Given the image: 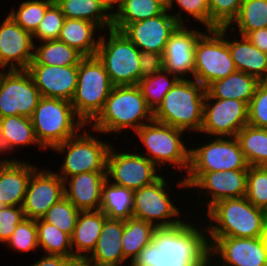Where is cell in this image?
<instances>
[{"instance_id":"6da1fadb","label":"cell","mask_w":267,"mask_h":266,"mask_svg":"<svg viewBox=\"0 0 267 266\" xmlns=\"http://www.w3.org/2000/svg\"><path fill=\"white\" fill-rule=\"evenodd\" d=\"M191 217L193 222L183 220L176 225L155 228L151 240L157 246V260L154 266L210 264V243L205 223L201 215L200 222H196L199 218L196 215Z\"/></svg>"},{"instance_id":"7a4b0ae2","label":"cell","mask_w":267,"mask_h":266,"mask_svg":"<svg viewBox=\"0 0 267 266\" xmlns=\"http://www.w3.org/2000/svg\"><path fill=\"white\" fill-rule=\"evenodd\" d=\"M153 120L138 85L113 86L103 109L87 125L98 134H118L130 128L134 133ZM91 126V127H90Z\"/></svg>"},{"instance_id":"3957f363","label":"cell","mask_w":267,"mask_h":266,"mask_svg":"<svg viewBox=\"0 0 267 266\" xmlns=\"http://www.w3.org/2000/svg\"><path fill=\"white\" fill-rule=\"evenodd\" d=\"M200 214L205 218L202 220L207 224L208 237L257 238L267 220V212L254 206L245 196L218 201L206 214Z\"/></svg>"},{"instance_id":"277c9868","label":"cell","mask_w":267,"mask_h":266,"mask_svg":"<svg viewBox=\"0 0 267 266\" xmlns=\"http://www.w3.org/2000/svg\"><path fill=\"white\" fill-rule=\"evenodd\" d=\"M205 87L191 78L179 79L153 112V119L192 134L200 133Z\"/></svg>"},{"instance_id":"5b68a950","label":"cell","mask_w":267,"mask_h":266,"mask_svg":"<svg viewBox=\"0 0 267 266\" xmlns=\"http://www.w3.org/2000/svg\"><path fill=\"white\" fill-rule=\"evenodd\" d=\"M186 132L152 120L139 128L134 134L137 135L144 153H140L153 162L161 171L164 166L170 165L182 173L187 174L190 163V146L186 145L184 135Z\"/></svg>"},{"instance_id":"8992f818","label":"cell","mask_w":267,"mask_h":266,"mask_svg":"<svg viewBox=\"0 0 267 266\" xmlns=\"http://www.w3.org/2000/svg\"><path fill=\"white\" fill-rule=\"evenodd\" d=\"M30 119L35 136L45 150H52L87 126L71 102L59 98L41 97Z\"/></svg>"},{"instance_id":"52a82bcc","label":"cell","mask_w":267,"mask_h":266,"mask_svg":"<svg viewBox=\"0 0 267 266\" xmlns=\"http://www.w3.org/2000/svg\"><path fill=\"white\" fill-rule=\"evenodd\" d=\"M85 131L52 149L61 153V157L64 155L59 171H55L63 180L83 172H106L107 155L113 143L101 141L92 132Z\"/></svg>"},{"instance_id":"ba28073f","label":"cell","mask_w":267,"mask_h":266,"mask_svg":"<svg viewBox=\"0 0 267 266\" xmlns=\"http://www.w3.org/2000/svg\"><path fill=\"white\" fill-rule=\"evenodd\" d=\"M108 33V38L105 33L101 35L95 56L103 64L111 84L138 85L141 51L121 31L111 28Z\"/></svg>"},{"instance_id":"9c48e42d","label":"cell","mask_w":267,"mask_h":266,"mask_svg":"<svg viewBox=\"0 0 267 266\" xmlns=\"http://www.w3.org/2000/svg\"><path fill=\"white\" fill-rule=\"evenodd\" d=\"M112 87L108 73L96 56L84 57L80 61L76 91L71 104L86 125L103 109Z\"/></svg>"},{"instance_id":"30bf717a","label":"cell","mask_w":267,"mask_h":266,"mask_svg":"<svg viewBox=\"0 0 267 266\" xmlns=\"http://www.w3.org/2000/svg\"><path fill=\"white\" fill-rule=\"evenodd\" d=\"M236 71L226 41V27L206 29L195 44L193 79L206 87Z\"/></svg>"},{"instance_id":"8fae6325","label":"cell","mask_w":267,"mask_h":266,"mask_svg":"<svg viewBox=\"0 0 267 266\" xmlns=\"http://www.w3.org/2000/svg\"><path fill=\"white\" fill-rule=\"evenodd\" d=\"M247 173L248 169L187 173L177 180V186L175 187H178L180 190L190 189L192 192L197 189L195 191L198 194L200 193L201 198L202 193H204L206 198H204L205 201L203 198L201 199V205L206 207L207 211L218 201L244 197L247 191Z\"/></svg>"},{"instance_id":"7c38bea8","label":"cell","mask_w":267,"mask_h":266,"mask_svg":"<svg viewBox=\"0 0 267 266\" xmlns=\"http://www.w3.org/2000/svg\"><path fill=\"white\" fill-rule=\"evenodd\" d=\"M163 175L150 185L134 190L133 217L147 221L155 227L176 225L184 220L179 206L171 198L168 176ZM167 179V180H166Z\"/></svg>"},{"instance_id":"4fadbf2b","label":"cell","mask_w":267,"mask_h":266,"mask_svg":"<svg viewBox=\"0 0 267 266\" xmlns=\"http://www.w3.org/2000/svg\"><path fill=\"white\" fill-rule=\"evenodd\" d=\"M199 146L190 148V163L187 173L248 169L249 164L236 136L210 137Z\"/></svg>"},{"instance_id":"5bb4252c","label":"cell","mask_w":267,"mask_h":266,"mask_svg":"<svg viewBox=\"0 0 267 266\" xmlns=\"http://www.w3.org/2000/svg\"><path fill=\"white\" fill-rule=\"evenodd\" d=\"M111 146L107 155L106 179L132 190L150 185L159 179V168L147 157L134 151H118ZM113 181H112V180Z\"/></svg>"},{"instance_id":"9a60e30c","label":"cell","mask_w":267,"mask_h":266,"mask_svg":"<svg viewBox=\"0 0 267 266\" xmlns=\"http://www.w3.org/2000/svg\"><path fill=\"white\" fill-rule=\"evenodd\" d=\"M41 98L27 69L5 70L0 79V118L31 117Z\"/></svg>"},{"instance_id":"2e32d148","label":"cell","mask_w":267,"mask_h":266,"mask_svg":"<svg viewBox=\"0 0 267 266\" xmlns=\"http://www.w3.org/2000/svg\"><path fill=\"white\" fill-rule=\"evenodd\" d=\"M248 125V105L235 99L212 98L207 93L203 105L200 136L234 137Z\"/></svg>"},{"instance_id":"e0dca14e","label":"cell","mask_w":267,"mask_h":266,"mask_svg":"<svg viewBox=\"0 0 267 266\" xmlns=\"http://www.w3.org/2000/svg\"><path fill=\"white\" fill-rule=\"evenodd\" d=\"M212 266H267V252L259 237H208Z\"/></svg>"},{"instance_id":"ac0fdd59","label":"cell","mask_w":267,"mask_h":266,"mask_svg":"<svg viewBox=\"0 0 267 266\" xmlns=\"http://www.w3.org/2000/svg\"><path fill=\"white\" fill-rule=\"evenodd\" d=\"M64 193V180L53 170L37 168L31 175L23 211L27 219H40L47 210L59 202Z\"/></svg>"},{"instance_id":"d6986e66","label":"cell","mask_w":267,"mask_h":266,"mask_svg":"<svg viewBox=\"0 0 267 266\" xmlns=\"http://www.w3.org/2000/svg\"><path fill=\"white\" fill-rule=\"evenodd\" d=\"M180 24L169 11L125 25L120 31L140 50L164 54L171 34Z\"/></svg>"},{"instance_id":"ffe728a7","label":"cell","mask_w":267,"mask_h":266,"mask_svg":"<svg viewBox=\"0 0 267 266\" xmlns=\"http://www.w3.org/2000/svg\"><path fill=\"white\" fill-rule=\"evenodd\" d=\"M34 57L32 34L22 29L8 14L0 24V67L28 69Z\"/></svg>"},{"instance_id":"44dd1931","label":"cell","mask_w":267,"mask_h":266,"mask_svg":"<svg viewBox=\"0 0 267 266\" xmlns=\"http://www.w3.org/2000/svg\"><path fill=\"white\" fill-rule=\"evenodd\" d=\"M27 70L31 74L41 97L59 98L71 102L77 86L78 65L30 64Z\"/></svg>"},{"instance_id":"7402d4cb","label":"cell","mask_w":267,"mask_h":266,"mask_svg":"<svg viewBox=\"0 0 267 266\" xmlns=\"http://www.w3.org/2000/svg\"><path fill=\"white\" fill-rule=\"evenodd\" d=\"M205 31L179 25L171 34L164 51L165 69L180 79L189 78L194 71L195 44Z\"/></svg>"},{"instance_id":"603a6c76","label":"cell","mask_w":267,"mask_h":266,"mask_svg":"<svg viewBox=\"0 0 267 266\" xmlns=\"http://www.w3.org/2000/svg\"><path fill=\"white\" fill-rule=\"evenodd\" d=\"M106 172H83L64 180L65 197L79 211L100 210L101 189Z\"/></svg>"},{"instance_id":"cb8c5ba5","label":"cell","mask_w":267,"mask_h":266,"mask_svg":"<svg viewBox=\"0 0 267 266\" xmlns=\"http://www.w3.org/2000/svg\"><path fill=\"white\" fill-rule=\"evenodd\" d=\"M36 169L37 164L26 160L0 164V201L5 206H23L29 179Z\"/></svg>"},{"instance_id":"d4e9b609","label":"cell","mask_w":267,"mask_h":266,"mask_svg":"<svg viewBox=\"0 0 267 266\" xmlns=\"http://www.w3.org/2000/svg\"><path fill=\"white\" fill-rule=\"evenodd\" d=\"M228 32L226 27V41L237 71L254 76L260 82H267V54L256 48L246 37L234 33V39Z\"/></svg>"},{"instance_id":"484cf974","label":"cell","mask_w":267,"mask_h":266,"mask_svg":"<svg viewBox=\"0 0 267 266\" xmlns=\"http://www.w3.org/2000/svg\"><path fill=\"white\" fill-rule=\"evenodd\" d=\"M124 220L107 218L97 240L95 249L89 255L96 266L127 263L123 256L122 237Z\"/></svg>"},{"instance_id":"4316f807","label":"cell","mask_w":267,"mask_h":266,"mask_svg":"<svg viewBox=\"0 0 267 266\" xmlns=\"http://www.w3.org/2000/svg\"><path fill=\"white\" fill-rule=\"evenodd\" d=\"M100 31L102 29L91 21L65 18L58 40L75 48L84 57H93L101 37H96L95 33Z\"/></svg>"},{"instance_id":"83f0119b","label":"cell","mask_w":267,"mask_h":266,"mask_svg":"<svg viewBox=\"0 0 267 266\" xmlns=\"http://www.w3.org/2000/svg\"><path fill=\"white\" fill-rule=\"evenodd\" d=\"M106 219L100 210L80 211L71 236L73 256H89L93 252Z\"/></svg>"},{"instance_id":"f1b7e54d","label":"cell","mask_w":267,"mask_h":266,"mask_svg":"<svg viewBox=\"0 0 267 266\" xmlns=\"http://www.w3.org/2000/svg\"><path fill=\"white\" fill-rule=\"evenodd\" d=\"M260 83L256 77L236 71L226 78L211 82L205 89L212 98L235 99L248 105Z\"/></svg>"},{"instance_id":"f546056e","label":"cell","mask_w":267,"mask_h":266,"mask_svg":"<svg viewBox=\"0 0 267 266\" xmlns=\"http://www.w3.org/2000/svg\"><path fill=\"white\" fill-rule=\"evenodd\" d=\"M133 194L134 190L106 179L101 189L100 211L109 219L125 221L133 217Z\"/></svg>"},{"instance_id":"4dcf8cb0","label":"cell","mask_w":267,"mask_h":266,"mask_svg":"<svg viewBox=\"0 0 267 266\" xmlns=\"http://www.w3.org/2000/svg\"><path fill=\"white\" fill-rule=\"evenodd\" d=\"M65 18L91 21L102 30L112 28V14L99 0H54Z\"/></svg>"},{"instance_id":"1f68e13d","label":"cell","mask_w":267,"mask_h":266,"mask_svg":"<svg viewBox=\"0 0 267 266\" xmlns=\"http://www.w3.org/2000/svg\"><path fill=\"white\" fill-rule=\"evenodd\" d=\"M38 44H34V57L30 64L73 66L79 65L84 58L75 48L58 39L41 41Z\"/></svg>"},{"instance_id":"d6a6232c","label":"cell","mask_w":267,"mask_h":266,"mask_svg":"<svg viewBox=\"0 0 267 266\" xmlns=\"http://www.w3.org/2000/svg\"><path fill=\"white\" fill-rule=\"evenodd\" d=\"M155 226L131 217L124 221L122 250L124 258L133 262L140 251L151 242Z\"/></svg>"},{"instance_id":"836d02e7","label":"cell","mask_w":267,"mask_h":266,"mask_svg":"<svg viewBox=\"0 0 267 266\" xmlns=\"http://www.w3.org/2000/svg\"><path fill=\"white\" fill-rule=\"evenodd\" d=\"M164 11L154 0H122L112 15V28L120 31L127 24L156 17Z\"/></svg>"},{"instance_id":"e575fe53","label":"cell","mask_w":267,"mask_h":266,"mask_svg":"<svg viewBox=\"0 0 267 266\" xmlns=\"http://www.w3.org/2000/svg\"><path fill=\"white\" fill-rule=\"evenodd\" d=\"M236 138L249 166H267V129L246 125Z\"/></svg>"},{"instance_id":"d590c367","label":"cell","mask_w":267,"mask_h":266,"mask_svg":"<svg viewBox=\"0 0 267 266\" xmlns=\"http://www.w3.org/2000/svg\"><path fill=\"white\" fill-rule=\"evenodd\" d=\"M0 129L14 151L29 145L45 150L35 136L34 128L29 117L15 115L0 118Z\"/></svg>"},{"instance_id":"8d00e7d4","label":"cell","mask_w":267,"mask_h":266,"mask_svg":"<svg viewBox=\"0 0 267 266\" xmlns=\"http://www.w3.org/2000/svg\"><path fill=\"white\" fill-rule=\"evenodd\" d=\"M231 27V28H230ZM237 35L246 36L249 32L267 27V0H243L237 17L228 26Z\"/></svg>"},{"instance_id":"74e56055","label":"cell","mask_w":267,"mask_h":266,"mask_svg":"<svg viewBox=\"0 0 267 266\" xmlns=\"http://www.w3.org/2000/svg\"><path fill=\"white\" fill-rule=\"evenodd\" d=\"M36 227L39 250H44L46 255L73 256L71 237L68 234L42 218L36 219Z\"/></svg>"},{"instance_id":"f35d334b","label":"cell","mask_w":267,"mask_h":266,"mask_svg":"<svg viewBox=\"0 0 267 266\" xmlns=\"http://www.w3.org/2000/svg\"><path fill=\"white\" fill-rule=\"evenodd\" d=\"M180 78L171 74L166 69L152 76L142 78L138 86L146 100L148 107L154 112L162 103L166 93L176 84Z\"/></svg>"},{"instance_id":"ab89813d","label":"cell","mask_w":267,"mask_h":266,"mask_svg":"<svg viewBox=\"0 0 267 266\" xmlns=\"http://www.w3.org/2000/svg\"><path fill=\"white\" fill-rule=\"evenodd\" d=\"M54 0H26L8 14L22 29L33 34ZM16 9V10H15Z\"/></svg>"},{"instance_id":"60d3db41","label":"cell","mask_w":267,"mask_h":266,"mask_svg":"<svg viewBox=\"0 0 267 266\" xmlns=\"http://www.w3.org/2000/svg\"><path fill=\"white\" fill-rule=\"evenodd\" d=\"M80 211L66 198L52 205L42 219L70 237L73 234Z\"/></svg>"},{"instance_id":"b9f144b4","label":"cell","mask_w":267,"mask_h":266,"mask_svg":"<svg viewBox=\"0 0 267 266\" xmlns=\"http://www.w3.org/2000/svg\"><path fill=\"white\" fill-rule=\"evenodd\" d=\"M245 198L267 212V166H249Z\"/></svg>"},{"instance_id":"7bdbcfd3","label":"cell","mask_w":267,"mask_h":266,"mask_svg":"<svg viewBox=\"0 0 267 266\" xmlns=\"http://www.w3.org/2000/svg\"><path fill=\"white\" fill-rule=\"evenodd\" d=\"M175 5L179 9L172 15L180 25L188 24L183 20V13L186 12L189 17L199 21L198 24L203 25L205 29H210L209 0H171L169 12L174 10Z\"/></svg>"},{"instance_id":"ee69618b","label":"cell","mask_w":267,"mask_h":266,"mask_svg":"<svg viewBox=\"0 0 267 266\" xmlns=\"http://www.w3.org/2000/svg\"><path fill=\"white\" fill-rule=\"evenodd\" d=\"M65 17L60 7L54 1L46 10L36 31L32 34L34 44L36 42L58 39ZM36 39V40H35Z\"/></svg>"},{"instance_id":"f6af8a7d","label":"cell","mask_w":267,"mask_h":266,"mask_svg":"<svg viewBox=\"0 0 267 266\" xmlns=\"http://www.w3.org/2000/svg\"><path fill=\"white\" fill-rule=\"evenodd\" d=\"M5 244L9 246L7 248L21 253L39 249L36 220L25 218Z\"/></svg>"},{"instance_id":"bcb514c9","label":"cell","mask_w":267,"mask_h":266,"mask_svg":"<svg viewBox=\"0 0 267 266\" xmlns=\"http://www.w3.org/2000/svg\"><path fill=\"white\" fill-rule=\"evenodd\" d=\"M243 0H209L210 29L228 27L237 17Z\"/></svg>"},{"instance_id":"7dc6e473","label":"cell","mask_w":267,"mask_h":266,"mask_svg":"<svg viewBox=\"0 0 267 266\" xmlns=\"http://www.w3.org/2000/svg\"><path fill=\"white\" fill-rule=\"evenodd\" d=\"M248 125L267 129V82H261L248 104Z\"/></svg>"},{"instance_id":"c3c4849f","label":"cell","mask_w":267,"mask_h":266,"mask_svg":"<svg viewBox=\"0 0 267 266\" xmlns=\"http://www.w3.org/2000/svg\"><path fill=\"white\" fill-rule=\"evenodd\" d=\"M25 218L22 206H4L0 210V243L5 245L17 225Z\"/></svg>"},{"instance_id":"681fc988","label":"cell","mask_w":267,"mask_h":266,"mask_svg":"<svg viewBox=\"0 0 267 266\" xmlns=\"http://www.w3.org/2000/svg\"><path fill=\"white\" fill-rule=\"evenodd\" d=\"M140 77L152 76L165 69L164 54L151 51H141L139 58Z\"/></svg>"},{"instance_id":"f907efd6","label":"cell","mask_w":267,"mask_h":266,"mask_svg":"<svg viewBox=\"0 0 267 266\" xmlns=\"http://www.w3.org/2000/svg\"><path fill=\"white\" fill-rule=\"evenodd\" d=\"M157 260V246L151 241L132 262L134 266H154Z\"/></svg>"},{"instance_id":"816d5d0a","label":"cell","mask_w":267,"mask_h":266,"mask_svg":"<svg viewBox=\"0 0 267 266\" xmlns=\"http://www.w3.org/2000/svg\"><path fill=\"white\" fill-rule=\"evenodd\" d=\"M245 37L256 48L267 54V27L249 32Z\"/></svg>"},{"instance_id":"f5cc1de1","label":"cell","mask_w":267,"mask_h":266,"mask_svg":"<svg viewBox=\"0 0 267 266\" xmlns=\"http://www.w3.org/2000/svg\"><path fill=\"white\" fill-rule=\"evenodd\" d=\"M68 257L61 255H44L30 266H65Z\"/></svg>"},{"instance_id":"db71d44e","label":"cell","mask_w":267,"mask_h":266,"mask_svg":"<svg viewBox=\"0 0 267 266\" xmlns=\"http://www.w3.org/2000/svg\"><path fill=\"white\" fill-rule=\"evenodd\" d=\"M12 152H14L13 148L11 147L9 141L4 137V135L2 134L1 132V129H0V154H3L2 158L7 155L9 156L8 154H12ZM0 159V164H13V163H18L22 160H20L19 158L18 159H15L14 157H6L3 158V159ZM9 158V159H8Z\"/></svg>"},{"instance_id":"11a10c76","label":"cell","mask_w":267,"mask_h":266,"mask_svg":"<svg viewBox=\"0 0 267 266\" xmlns=\"http://www.w3.org/2000/svg\"><path fill=\"white\" fill-rule=\"evenodd\" d=\"M65 266H96L89 256H71L66 260Z\"/></svg>"},{"instance_id":"9f6ffc18","label":"cell","mask_w":267,"mask_h":266,"mask_svg":"<svg viewBox=\"0 0 267 266\" xmlns=\"http://www.w3.org/2000/svg\"><path fill=\"white\" fill-rule=\"evenodd\" d=\"M105 8L113 15V13L119 8L122 0H99ZM115 9V10H114Z\"/></svg>"},{"instance_id":"6f0895ef","label":"cell","mask_w":267,"mask_h":266,"mask_svg":"<svg viewBox=\"0 0 267 266\" xmlns=\"http://www.w3.org/2000/svg\"><path fill=\"white\" fill-rule=\"evenodd\" d=\"M259 238L263 244L264 249L267 252V220H266V224L264 226L263 232L260 234Z\"/></svg>"},{"instance_id":"680465c9","label":"cell","mask_w":267,"mask_h":266,"mask_svg":"<svg viewBox=\"0 0 267 266\" xmlns=\"http://www.w3.org/2000/svg\"><path fill=\"white\" fill-rule=\"evenodd\" d=\"M159 4L165 11H169L171 6V0H154Z\"/></svg>"},{"instance_id":"91938a15","label":"cell","mask_w":267,"mask_h":266,"mask_svg":"<svg viewBox=\"0 0 267 266\" xmlns=\"http://www.w3.org/2000/svg\"><path fill=\"white\" fill-rule=\"evenodd\" d=\"M107 266H134V264L132 262H127V264L123 263V264L107 265Z\"/></svg>"},{"instance_id":"94428289","label":"cell","mask_w":267,"mask_h":266,"mask_svg":"<svg viewBox=\"0 0 267 266\" xmlns=\"http://www.w3.org/2000/svg\"><path fill=\"white\" fill-rule=\"evenodd\" d=\"M0 69H1V70H0V79H1V77H2V75H3V72H4L6 69L1 68V67H0Z\"/></svg>"},{"instance_id":"6125c7cd","label":"cell","mask_w":267,"mask_h":266,"mask_svg":"<svg viewBox=\"0 0 267 266\" xmlns=\"http://www.w3.org/2000/svg\"><path fill=\"white\" fill-rule=\"evenodd\" d=\"M4 206L5 205L0 201V210H2Z\"/></svg>"}]
</instances>
